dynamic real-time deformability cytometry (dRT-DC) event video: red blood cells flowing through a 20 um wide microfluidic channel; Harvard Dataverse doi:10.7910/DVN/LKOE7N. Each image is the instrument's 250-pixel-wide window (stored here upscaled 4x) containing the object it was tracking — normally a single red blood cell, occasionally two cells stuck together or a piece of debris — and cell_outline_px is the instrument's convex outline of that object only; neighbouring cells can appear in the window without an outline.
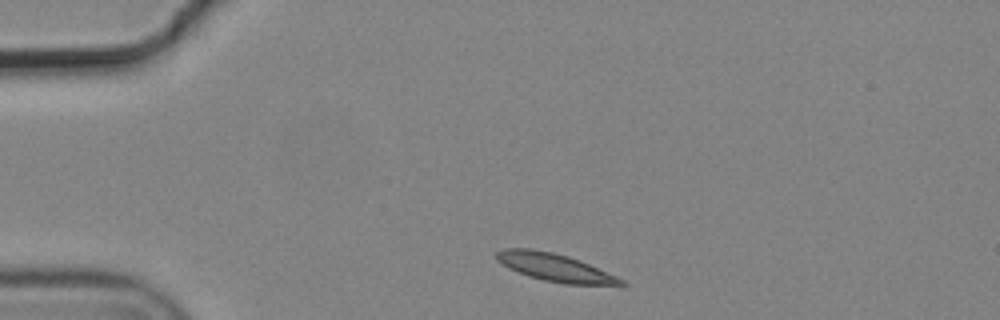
{"species": "common noctule bat (a hibernating species)", "species_latin": "Nyctalus noctula", "temperature_condition": "cold", "stored_images_in_passage": 2, "camera_frame_rate_fps": 3000, "um_per_image_px": 0.085, "animal": {"sex": "male", "body_mass_g": 19.2, "forearm_length_mm": 51.8}, "frame": {"image": 1, "passage_image": 1, "time_ms": 0.0, "image_size_px": [1000, 320], "cell_outline_px": [[628, 284], [564, 284], [544, 280], [528, 276], [508, 268], [496, 260], [496, 252], [504, 248], [532, 248], [552, 252], [568, 256], [580, 260], [616, 276], [624, 280]], "centroid_in_image_um": [47.11, 22.71], "position_along_channel_um": 37.9, "area_um2": 20.0}}